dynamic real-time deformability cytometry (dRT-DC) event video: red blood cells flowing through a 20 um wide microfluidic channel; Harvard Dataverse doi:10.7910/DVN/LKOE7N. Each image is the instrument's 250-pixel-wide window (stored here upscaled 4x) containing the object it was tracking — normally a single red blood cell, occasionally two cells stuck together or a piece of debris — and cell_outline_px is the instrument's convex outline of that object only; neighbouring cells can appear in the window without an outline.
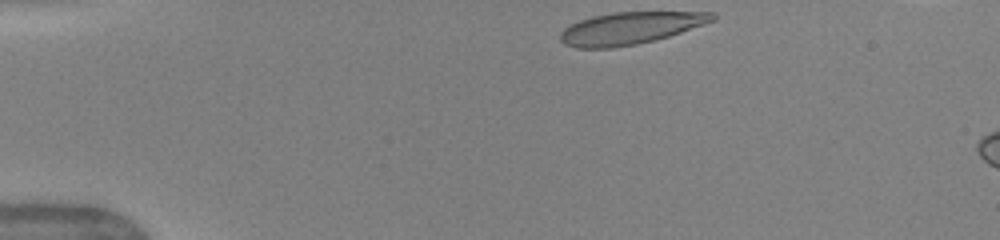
{"species": "human", "species_latin": "Homo sapiens", "temperature_condition": "warm", "stored_images_in_passage": 6, "camera_frame_rate_fps": 3000, "um_per_image_px": 0.085, "donor": {"sex": "female"}, "frame": {"image": 1, "passage_image": 1, "time_ms": 0.0, "image_size_px": [1000, 240], "cell_outline_px": [[716, 20], [656, 40], [636, 44], [612, 48], [576, 48], [564, 44], [560, 40], [560, 32], [564, 28], [580, 20], [592, 16], [612, 12], [716, 12]], "centroid_in_image_um": [53.56, 2.39], "position_along_channel_um": 31.4, "area_um2": 28.5}}